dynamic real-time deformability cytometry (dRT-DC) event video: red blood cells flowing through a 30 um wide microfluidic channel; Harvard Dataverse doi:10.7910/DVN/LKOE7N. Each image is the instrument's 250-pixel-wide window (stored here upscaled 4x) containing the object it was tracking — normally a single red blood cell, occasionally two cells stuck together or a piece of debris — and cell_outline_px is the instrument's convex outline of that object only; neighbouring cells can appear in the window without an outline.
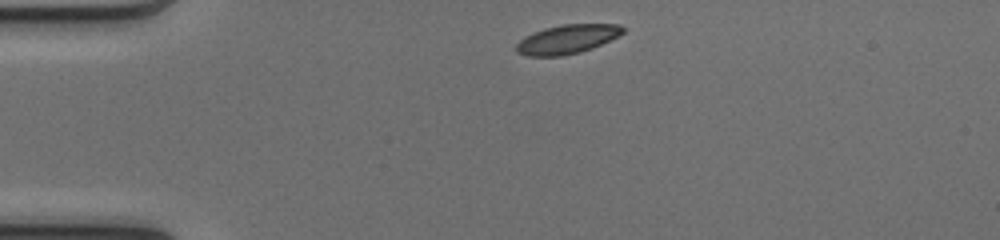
{"species": "common noctule bat (a hibernating species)", "species_latin": "Nyctalus noctula", "temperature_condition": "cold", "stored_images_in_passage": 40, "camera_frame_rate_fps": 3000, "um_per_image_px": 0.085, "animal": {"sex": "female", "body_mass_g": 17.0, "forearm_length_mm": 48.0}, "frame": {"image": 1, "passage_image": 1, "time_ms": 0.0, "image_size_px": [1000, 240], "cell_outline_px": [[624, 32], [592, 48], [580, 52], [560, 56], [528, 56], [516, 52], [516, 44], [520, 40], [544, 28], [560, 24], [620, 24], [624, 28]], "centroid_in_image_um": [48.2, 3.33], "position_along_channel_um": 36.8, "area_um2": 17.74}}
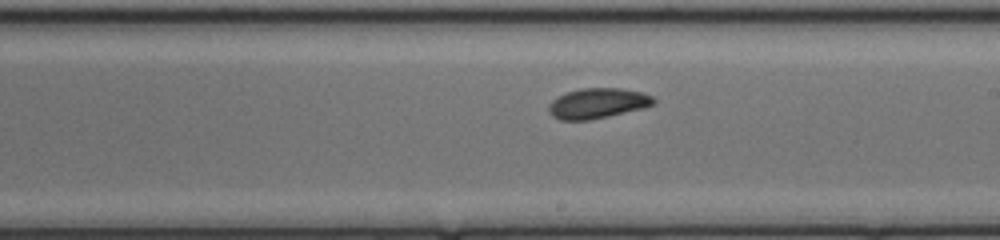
{"frame": {"image": 2, "passage_image": 19, "time_ms": 6.0, "image_size_px": [1000, 240], "cell_outline_px": [[656, 100], [652, 104], [644, 108], [608, 116], [588, 120], [560, 120], [552, 116], [548, 108], [548, 104], [552, 100], [568, 92], [580, 88], [620, 88], [640, 92], [652, 96]], "centroid_in_image_um": [50.78, 8.78], "position_along_channel_um": 238.2, "area_um2": 18.32}}
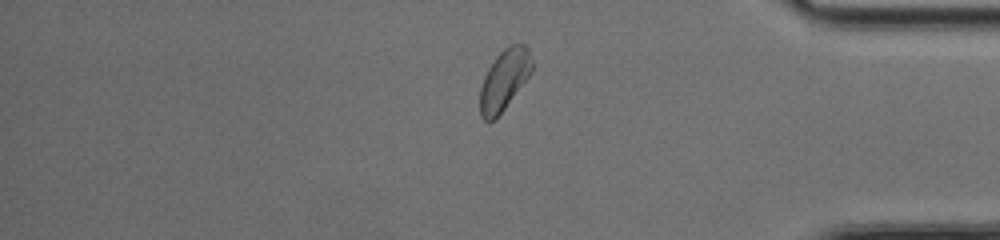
{"frame": {"image": 3, "passage_image": 32, "time_ms": 10.333, "image_size_px": [1000, 240], "cell_outline_px": [[532, 72], [504, 108], [488, 124], [480, 116], [480, 88], [484, 76], [488, 68], [496, 56], [504, 48], [512, 44], [524, 44], [528, 48], [532, 60]], "centroid_in_image_um": [42.85, 6.77], "position_along_channel_um": 392.4, "area_um2": 18.15}, "authors_computed_cell_mechanics": {"area_um2": 18.6694, "velocity_mm_per_s": 4.0927, "shape_relaxation_time_tau1_ms": 3.3045, "shape_relaxation_time_tau2_ms": 2.2511, "deformation_change_tau1": 0.1141, "deformation_change_tau2": 0.0669}}